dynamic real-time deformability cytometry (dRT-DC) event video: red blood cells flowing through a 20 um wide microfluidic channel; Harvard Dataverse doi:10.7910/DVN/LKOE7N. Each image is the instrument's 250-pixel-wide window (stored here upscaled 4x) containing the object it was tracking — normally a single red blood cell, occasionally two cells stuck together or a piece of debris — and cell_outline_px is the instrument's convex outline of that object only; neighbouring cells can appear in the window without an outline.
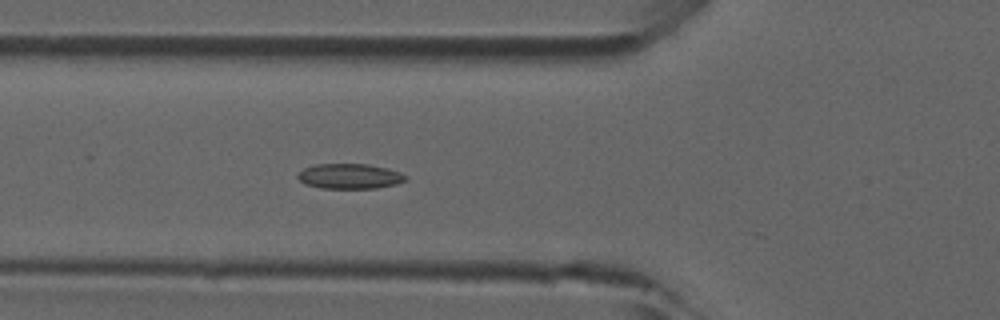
{"species": "common noctule bat (a hibernating species)", "species_latin": "Nyctalus noctula", "temperature_condition": "room temperature", "stored_images_in_passage": 21, "camera_frame_rate_fps": 3000, "um_per_image_px": 0.085, "animal": {"sex": "male", "forearm_length_mm": 52.5}, "frame": {"image": 1, "passage_image": 12, "time_ms": 3.667, "image_size_px": [1000, 320], "cell_outline_px": [[408, 180], [396, 184], [376, 188], [320, 188], [304, 184], [296, 176], [304, 168], [316, 164], [368, 164], [388, 168], [400, 172], [408, 176]], "centroid_in_image_um": [29.75, 14.98], "position_along_channel_um": 96.1, "area_um2": 15.9}}
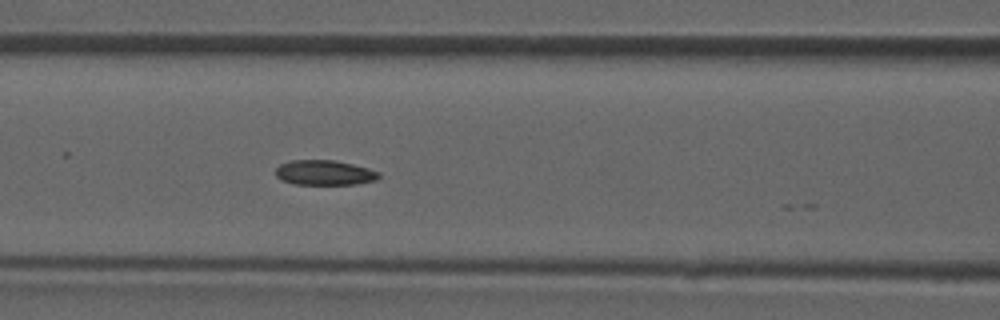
{"frame": {"image": 2, "passage_image": 15, "time_ms": 4.667, "image_size_px": [1000, 320], "cell_outline_px": [[380, 176], [376, 180], [356, 184], [292, 184], [280, 180], [276, 176], [276, 168], [280, 164], [288, 160], [336, 160], [368, 168], [380, 172]], "centroid_in_image_um": [27.56, 14.67], "position_along_channel_um": 139.0, "area_um2": 15.14}}